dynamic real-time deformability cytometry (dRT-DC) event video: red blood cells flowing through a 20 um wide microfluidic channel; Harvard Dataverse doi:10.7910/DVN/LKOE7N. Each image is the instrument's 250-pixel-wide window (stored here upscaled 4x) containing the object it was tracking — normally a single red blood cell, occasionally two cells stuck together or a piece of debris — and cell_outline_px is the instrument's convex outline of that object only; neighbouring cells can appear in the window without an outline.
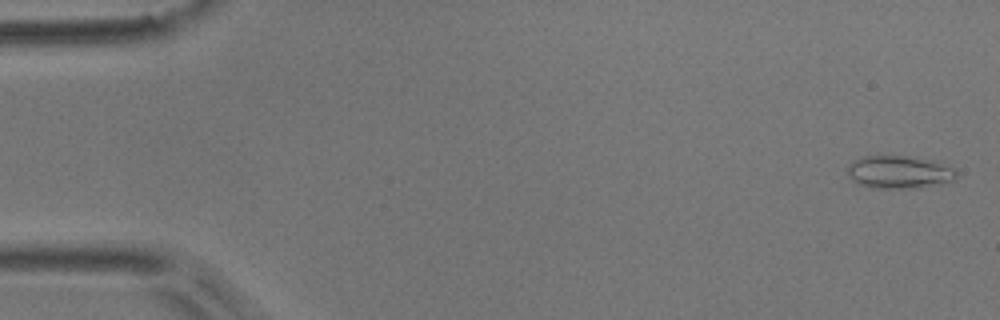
{"species": "common noctule bat (a hibernating species)", "species_latin": "Nyctalus noctula", "temperature_condition": "room temperature", "stored_images_in_passage": 4, "camera_frame_rate_fps": 3000, "um_per_image_px": 0.085, "animal": {"sex": "male", "body_mass_g": 17.9}, "frame": {"image": 1, "passage_image": 1, "time_ms": 0.0, "image_size_px": [1000, 320], "cell_outline_px": [[956, 180], [916, 188], [872, 188], [856, 184], [848, 176], [848, 164], [852, 160], [864, 156], [904, 156], [932, 160], [956, 168]], "centroid_in_image_um": [76.4, 14.63], "position_along_channel_um": 8.6, "area_um2": 20.98}}